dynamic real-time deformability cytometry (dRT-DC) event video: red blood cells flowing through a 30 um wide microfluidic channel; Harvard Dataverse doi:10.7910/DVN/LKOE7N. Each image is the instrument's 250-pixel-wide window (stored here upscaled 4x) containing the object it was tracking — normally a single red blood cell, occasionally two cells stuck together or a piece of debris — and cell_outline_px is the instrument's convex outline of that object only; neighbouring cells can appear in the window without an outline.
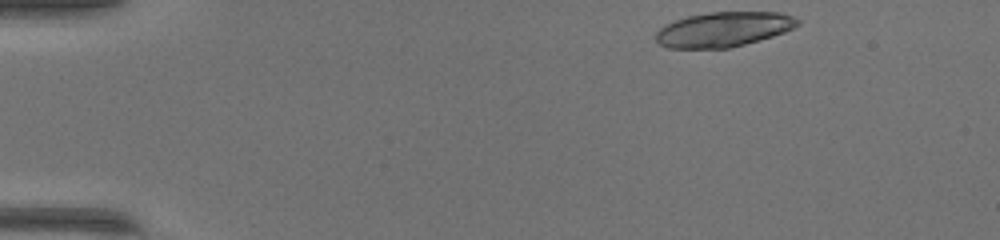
{"species": "common noctule bat (a hibernating species)", "species_latin": "Nyctalus noctula", "temperature_condition": "warm", "stored_images_in_passage": 13, "camera_frame_rate_fps": 3000, "um_per_image_px": 0.085, "animal": {"sex": "female", "body_mass_g": 17.0, "forearm_length_mm": 48.0}, "frame": {"image": 1, "passage_image": 1, "time_ms": 0.0, "image_size_px": [1000, 240], "cell_outline_px": [[800, 24], [784, 32], [772, 36], [744, 44], [728, 48], [668, 48], [660, 44], [656, 40], [656, 32], [664, 24], [688, 16], [712, 12], [780, 12], [792, 16], [800, 20]], "centroid_in_image_um": [61.49, 2.49], "position_along_channel_um": 23.5, "area_um2": 28.61}}